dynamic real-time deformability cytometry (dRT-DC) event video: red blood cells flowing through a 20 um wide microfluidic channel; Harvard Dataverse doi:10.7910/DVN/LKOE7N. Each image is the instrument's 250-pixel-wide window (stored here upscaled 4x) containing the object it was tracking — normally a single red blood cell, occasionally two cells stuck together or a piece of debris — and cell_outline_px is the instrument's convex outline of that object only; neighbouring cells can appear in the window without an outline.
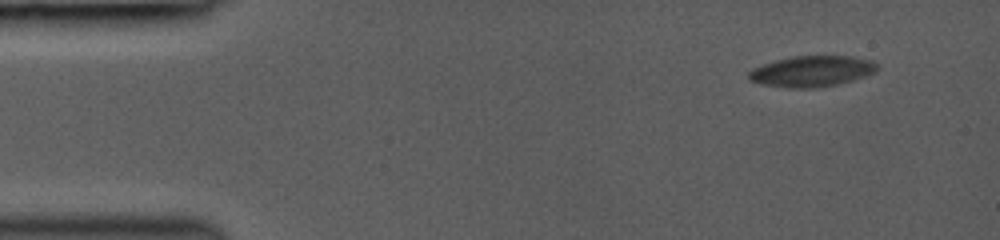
{"species": "common noctule bat (a hibernating species)", "species_latin": "Nyctalus noctula", "temperature_condition": "room temperature", "stored_images_in_passage": 36, "camera_frame_rate_fps": 3000, "um_per_image_px": 0.085, "animal": {"sex": "female", "body_mass_g": 19.0, "forearm_length_mm": 53.3}, "frame": {"image": 1, "passage_image": 1, "time_ms": 0.0, "image_size_px": [1000, 240], "cell_outline_px": [[880, 68], [876, 72], [852, 80], [836, 84], [816, 88], [788, 88], [760, 84], [748, 80], [748, 72], [752, 68], [776, 60], [792, 56], [852, 56], [872, 60]], "centroid_in_image_um": [68.99, 6.06], "position_along_channel_um": 16.0, "area_um2": 23.24}}
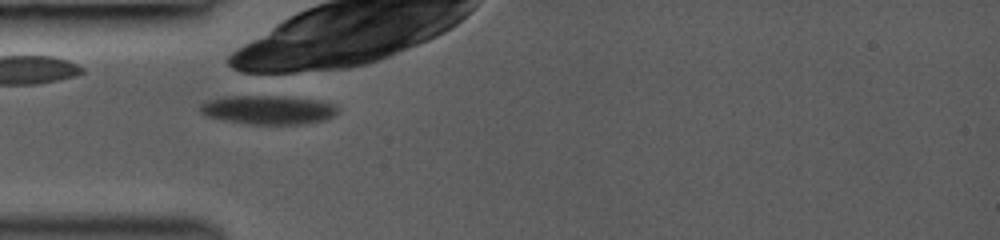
{"frame": {"image": 2, "passage_image": 12, "time_ms": 3.667, "image_size_px": [1000, 240], "cell_outline_px": [[336, 112], [332, 116], [324, 120], [304, 124], [248, 124], [224, 120], [204, 116], [200, 112], [200, 104], [208, 100], [224, 96], [276, 96], [312, 100], [332, 104], [336, 108]], "centroid_in_image_um": [22.69, 9.35], "position_along_channel_um": 62.3, "area_um2": 22.83}}